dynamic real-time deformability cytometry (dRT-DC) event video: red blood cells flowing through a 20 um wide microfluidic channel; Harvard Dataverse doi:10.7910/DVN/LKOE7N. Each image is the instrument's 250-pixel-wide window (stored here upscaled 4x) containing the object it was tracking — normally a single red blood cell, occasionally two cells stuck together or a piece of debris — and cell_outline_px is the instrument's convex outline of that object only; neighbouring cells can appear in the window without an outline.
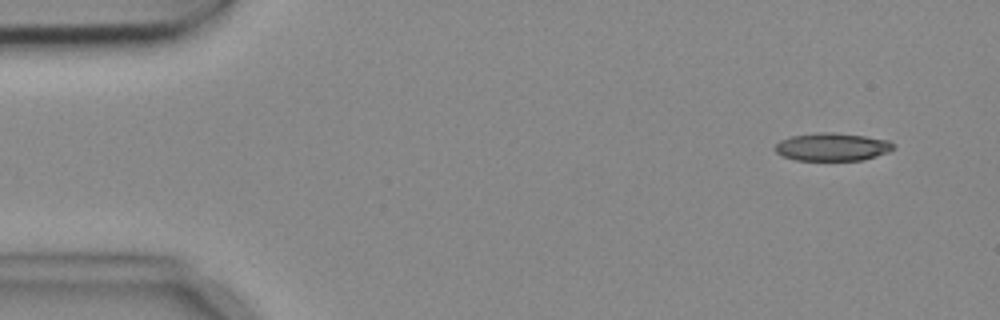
{"species": "common noctule bat (a hibernating species)", "species_latin": "Nyctalus noctula", "temperature_condition": "cold", "stored_images_in_passage": 4, "camera_frame_rate_fps": 3000, "um_per_image_px": 0.085, "animal": {"sex": "female", "body_mass_g": 18.4}, "frame": {"image": 1, "passage_image": 1, "time_ms": 0.0, "image_size_px": [1000, 320], "cell_outline_px": [[896, 148], [888, 152], [864, 160], [796, 160], [784, 156], [776, 152], [776, 144], [780, 140], [792, 136], [820, 132], [832, 132], [864, 136], [888, 140], [896, 144]], "centroid_in_image_um": [70.79, 12.48], "position_along_channel_um": 14.2, "area_um2": 19.19}}